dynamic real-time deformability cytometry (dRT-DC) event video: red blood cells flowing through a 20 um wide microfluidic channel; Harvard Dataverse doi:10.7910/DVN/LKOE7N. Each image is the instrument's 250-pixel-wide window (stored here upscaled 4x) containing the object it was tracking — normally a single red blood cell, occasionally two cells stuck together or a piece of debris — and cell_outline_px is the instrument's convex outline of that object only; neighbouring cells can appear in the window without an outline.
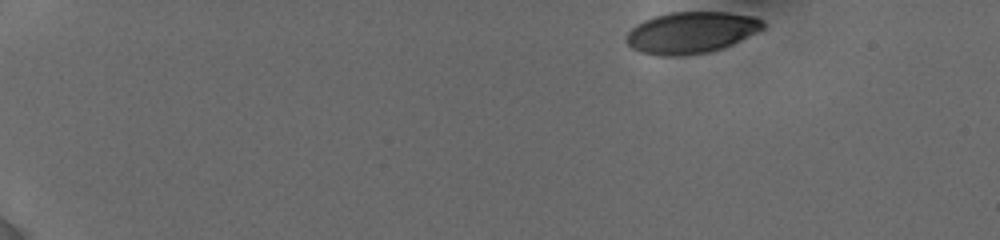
{"species": "human", "species_latin": "Homo sapiens", "temperature_condition": "cold", "stored_images_in_passage": 33, "camera_frame_rate_fps": 3000, "um_per_image_px": 0.085, "donor": {"sex": "female"}, "frame": {"image": 1, "passage_image": 1, "time_ms": 0.0, "image_size_px": [1000, 240], "cell_outline_px": [[764, 28], [732, 44], [708, 52], [680, 56], [660, 56], [640, 52], [632, 48], [624, 40], [628, 32], [636, 24], [644, 20], [656, 16], [672, 12], [728, 12], [756, 16], [764, 20]], "centroid_in_image_um": [58.74, 2.76], "position_along_channel_um": 26.3, "area_um2": 33.06}}
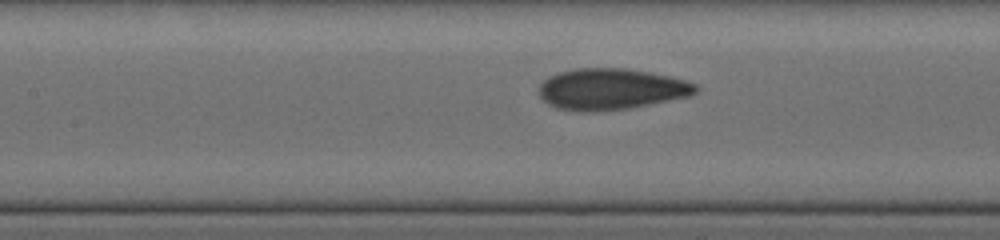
{"frame": {"image": 2, "passage_image": 18, "time_ms": 6.667, "image_size_px": [1000, 240], "cell_outline_px": [[700, 88], [696, 92], [688, 96], [628, 108], [592, 112], [580, 112], [556, 108], [548, 104], [540, 96], [540, 84], [548, 76], [556, 72], [576, 68], [624, 68], [648, 72], [668, 76], [684, 80], [696, 84]], "centroid_in_image_um": [51.89, 7.57], "position_along_channel_um": 155.5, "area_um2": 37.51}}
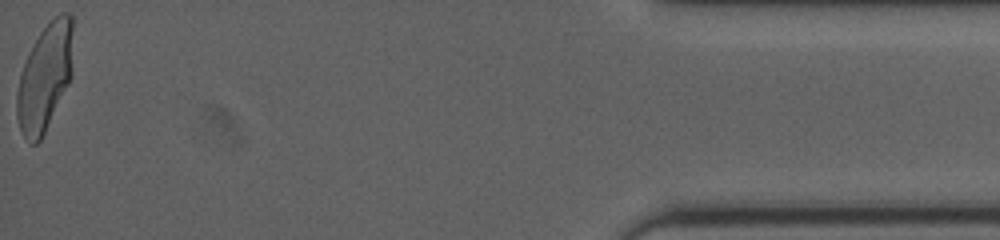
{"frame": {"image": 3, "passage_image": 33, "time_ms": 15.667, "image_size_px": [1000, 240], "cell_outline_px": [[72, 76], [40, 140], [36, 144], [32, 144], [24, 136], [20, 128], [16, 116], [16, 96], [20, 76], [28, 52], [32, 44], [40, 32], [60, 12], [72, 12]], "centroid_in_image_um": [3.81, 6.54], "position_along_channel_um": 431.4, "area_um2": 34.68}, "authors_computed_cell_mechanics": {"area_um2": 35.836, "velocity_mm_per_s": 3.8469, "shape_relaxation_time_tau1_ms": 8.6918, "shape_relaxation_time_tau2_ms": null, "deformation_change_tau1": 0.2304, "deformation_change_tau2": null}}